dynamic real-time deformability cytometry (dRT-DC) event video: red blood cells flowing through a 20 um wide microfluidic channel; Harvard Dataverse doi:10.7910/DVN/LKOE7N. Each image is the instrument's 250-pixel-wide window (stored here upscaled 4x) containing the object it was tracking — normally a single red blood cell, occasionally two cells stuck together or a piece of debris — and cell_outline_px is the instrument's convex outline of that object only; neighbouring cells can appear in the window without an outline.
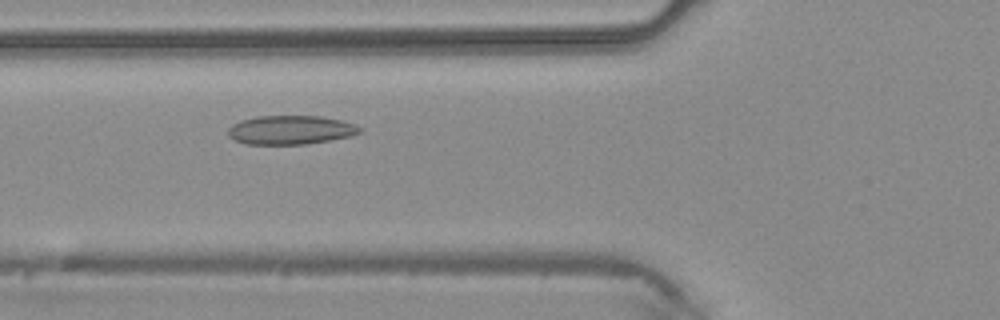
{"species": "common noctule bat (a hibernating species)", "species_latin": "Nyctalus noctula", "temperature_condition": "warm", "stored_images_in_passage": 37, "camera_frame_rate_fps": 3000, "um_per_image_px": 0.085, "animal": {"sex": "male", "body_mass_g": 20.4}, "frame": {"image": 1, "passage_image": 8, "time_ms": 2.333, "image_size_px": [1000, 320], "cell_outline_px": [[364, 132], [352, 136], [304, 144], [248, 144], [236, 140], [228, 136], [228, 128], [232, 124], [240, 120], [256, 116], [320, 116], [340, 120], [356, 124], [364, 128]], "centroid_in_image_um": [24.74, 11.04], "position_along_channel_um": 101.1, "area_um2": 22.31}}
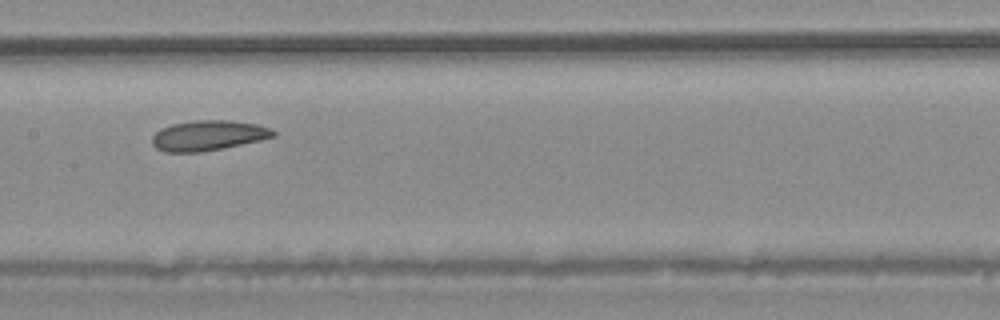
{"frame": {"image": 2, "passage_image": 14, "time_ms": 4.333, "image_size_px": [1000, 320], "cell_outline_px": [[276, 136], [260, 140], [200, 152], [164, 152], [156, 148], [152, 144], [152, 136], [160, 128], [172, 124], [192, 120], [228, 120], [256, 124], [272, 128], [276, 132]], "centroid_in_image_um": [17.68, 11.5], "position_along_channel_um": 189.7, "area_um2": 21.27}}
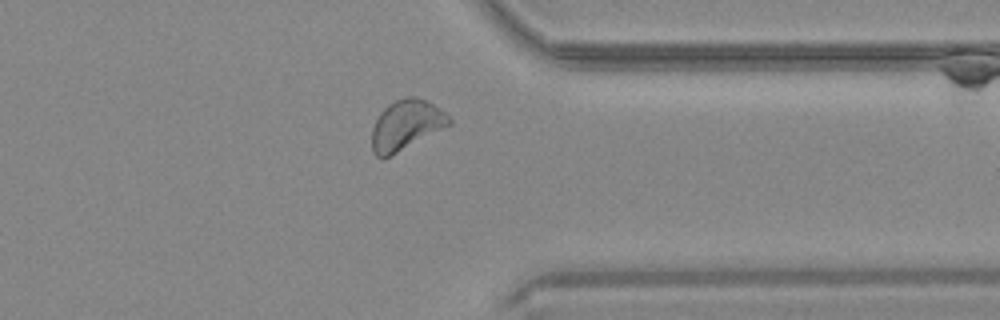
{"frame": {"image": 3, "passage_image": 27, "time_ms": 8.667, "image_size_px": [1000, 320], "cell_outline_px": [[452, 124], [392, 156], [384, 160], [380, 160], [372, 152], [372, 128], [380, 112], [388, 104], [396, 100], [408, 96], [416, 96], [440, 108], [452, 120]], "centroid_in_image_um": [34.5, 10.66], "position_along_channel_um": 376.9, "area_um2": 22.77}}